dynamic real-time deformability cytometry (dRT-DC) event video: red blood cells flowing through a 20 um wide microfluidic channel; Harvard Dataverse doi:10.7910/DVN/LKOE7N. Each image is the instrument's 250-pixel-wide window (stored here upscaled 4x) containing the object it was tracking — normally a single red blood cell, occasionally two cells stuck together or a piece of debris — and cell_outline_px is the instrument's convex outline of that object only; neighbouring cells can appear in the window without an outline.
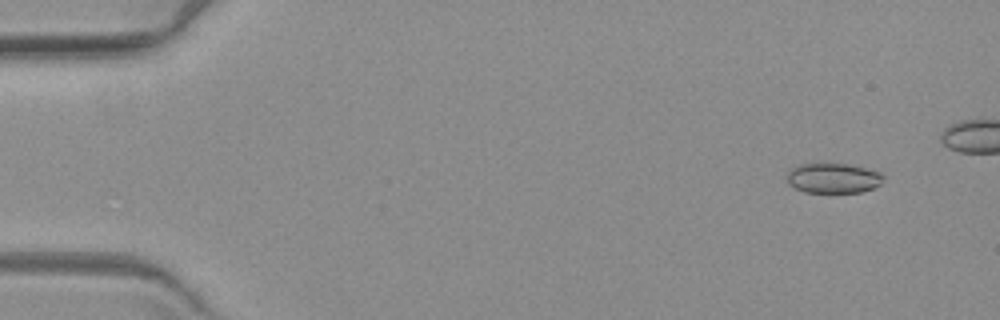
{"species": "common noctule bat (a hibernating species)", "species_latin": "Nyctalus noctula", "temperature_condition": "warm", "stored_images_in_passage": 7, "camera_frame_rate_fps": 3000, "um_per_image_px": 0.085, "animal": {"sex": "female", "body_mass_g": 19.3, "forearm_length_mm": 54.1}, "frame": {"image": 1, "passage_image": 2, "time_ms": 1.0, "image_size_px": [1000, 320], "cell_outline_px": [[884, 176], [880, 184], [872, 188], [860, 192], [804, 192], [788, 184], [788, 172], [796, 164], [816, 160], [848, 164], [880, 172]], "centroid_in_image_um": [70.76, 15.08], "position_along_channel_um": 14.2, "area_um2": 17.4}}
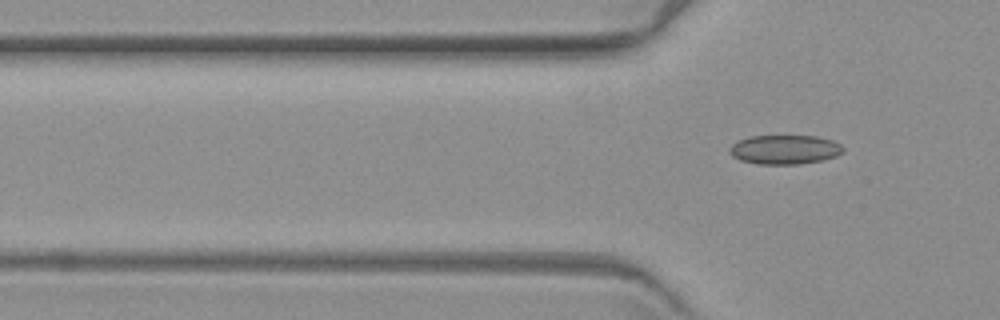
{"frame": {"image": 2, "passage_image": 7, "time_ms": 8.0, "image_size_px": [1000, 320], "cell_outline_px": [[844, 152], [836, 156], [820, 160], [800, 164], [756, 164], [740, 160], [732, 156], [728, 152], [728, 148], [732, 144], [748, 136], [816, 136], [832, 140], [840, 144], [844, 148]], "centroid_in_image_um": [66.68, 12.71], "position_along_channel_um": 59.1, "area_um2": 19.42}}